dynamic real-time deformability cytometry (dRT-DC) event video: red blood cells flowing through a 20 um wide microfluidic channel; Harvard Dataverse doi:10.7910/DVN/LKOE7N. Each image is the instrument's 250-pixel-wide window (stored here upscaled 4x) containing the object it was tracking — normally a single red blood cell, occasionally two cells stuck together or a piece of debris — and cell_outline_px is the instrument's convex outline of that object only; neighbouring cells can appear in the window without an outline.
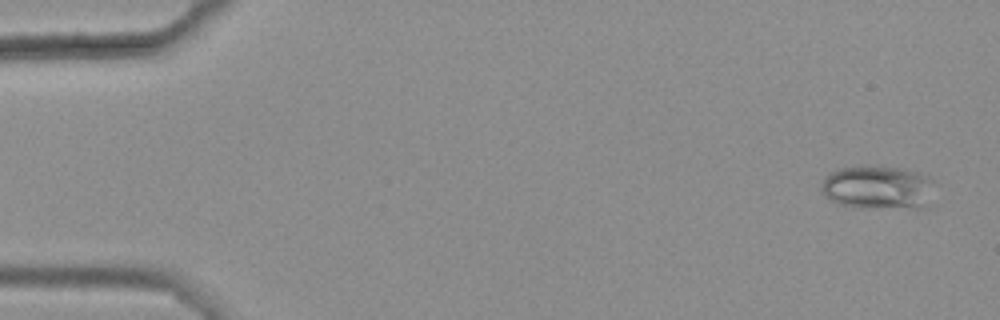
{"species": "common noctule bat (a hibernating species)", "species_latin": "Nyctalus noctula", "temperature_condition": "warm", "stored_images_in_passage": 49, "camera_frame_rate_fps": 3000, "um_per_image_px": 0.085, "animal": {"sex": "female", "body_mass_g": 25.1}, "frame": {"image": 1, "passage_image": 3, "time_ms": 0.667, "image_size_px": [1000, 320], "cell_outline_px": [[932, 180], [928, 208], [864, 208], [840, 204], [832, 200], [824, 192], [824, 176], [828, 172], [840, 168], [864, 164], [904, 168], [920, 172], [928, 176]], "centroid_in_image_um": [74.65, 15.91], "position_along_channel_um": 10.3, "area_um2": 29.13}}
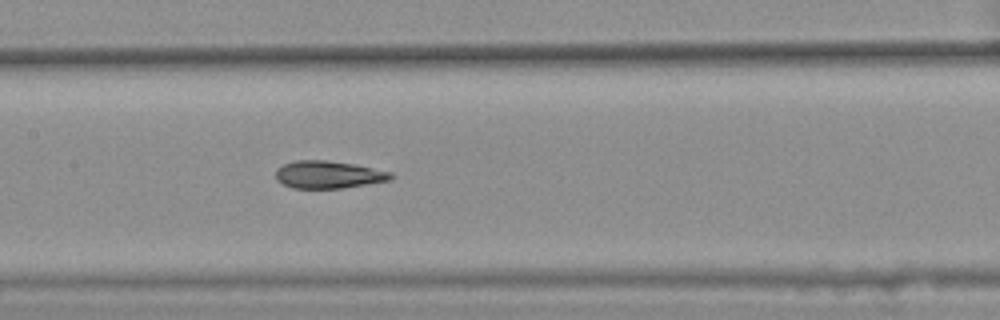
{"frame": {"image": 2, "passage_image": 28, "time_ms": 9.0, "image_size_px": [1000, 320], "cell_outline_px": [[396, 176], [388, 180], [340, 188], [292, 188], [276, 180], [276, 168], [284, 164], [296, 160], [324, 160], [352, 164], [392, 172]], "centroid_in_image_um": [27.88, 14.84], "position_along_channel_um": 179.5, "area_um2": 18.21}}
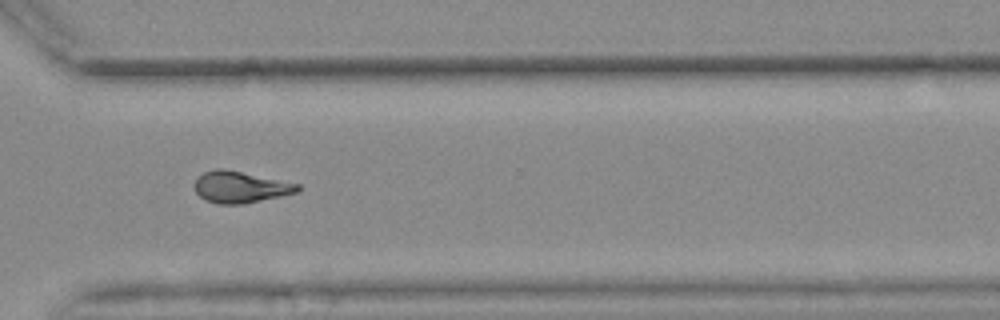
{"frame": {"image": 3, "passage_image": 42, "time_ms": 13.667, "image_size_px": [1000, 320], "cell_outline_px": [[300, 188], [296, 192], [280, 196], [244, 204], [216, 204], [204, 200], [196, 192], [192, 184], [204, 172], [216, 168], [224, 168], [300, 184]], "centroid_in_image_um": [20.38, 15.9], "position_along_channel_um": 350.2, "area_um2": 18.96}, "authors_computed_cell_mechanics": {"area_um2": 19.0162, "velocity_mm_per_s": 3.6529, "shape_relaxation_time_tau1_ms": null, "shape_relaxation_time_tau2_ms": 2.4659, "deformation_change_tau1": null, "deformation_change_tau2": 0.1071}}